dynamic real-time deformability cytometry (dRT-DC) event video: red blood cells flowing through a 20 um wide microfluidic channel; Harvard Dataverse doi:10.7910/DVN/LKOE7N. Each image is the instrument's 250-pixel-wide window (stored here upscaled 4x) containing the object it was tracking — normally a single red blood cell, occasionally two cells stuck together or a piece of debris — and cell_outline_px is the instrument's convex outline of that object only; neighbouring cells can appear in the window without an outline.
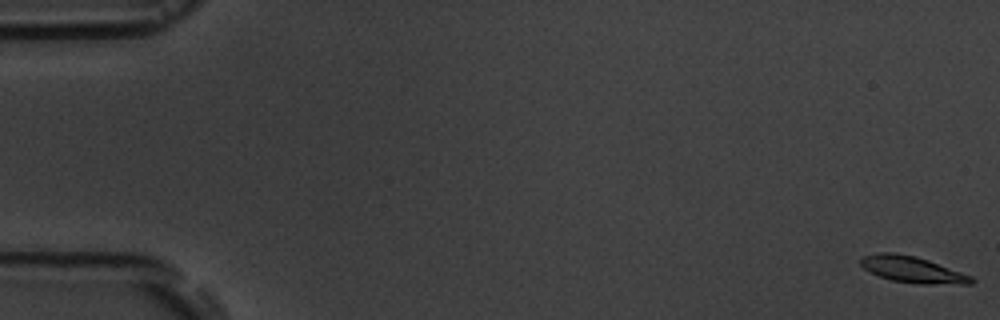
{"species": "common noctule bat (a hibernating species)", "species_latin": "Nyctalus noctula", "temperature_condition": "room temperature", "stored_images_in_passage": 7, "camera_frame_rate_fps": 3000, "um_per_image_px": 0.085, "animal": {"sex": "male", "body_mass_g": 19.5, "forearm_length_mm": 54.6}, "frame": {"image": 1, "passage_image": 1, "time_ms": 0.0, "image_size_px": [1000, 320], "cell_outline_px": [[976, 280], [972, 284], [920, 284], [892, 280], [880, 276], [864, 268], [860, 264], [860, 256], [876, 252], [896, 252], [916, 256], [928, 260], [972, 276]], "centroid_in_image_um": [77.55, 22.9], "position_along_channel_um": 7.5, "area_um2": 17.05}}
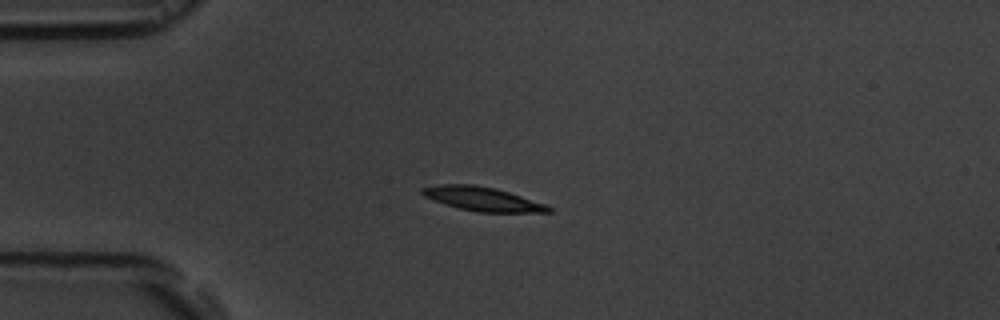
{"frame": {"image": 2, "passage_image": 5, "time_ms": 4.667, "image_size_px": [1000, 320], "cell_outline_px": [[552, 212], [476, 212], [444, 204], [424, 196], [420, 192], [420, 188], [440, 184], [472, 184], [496, 188], [548, 204], [552, 208]], "centroid_in_image_um": [41.03, 16.9], "position_along_channel_um": 44.0, "area_um2": 17.74}}
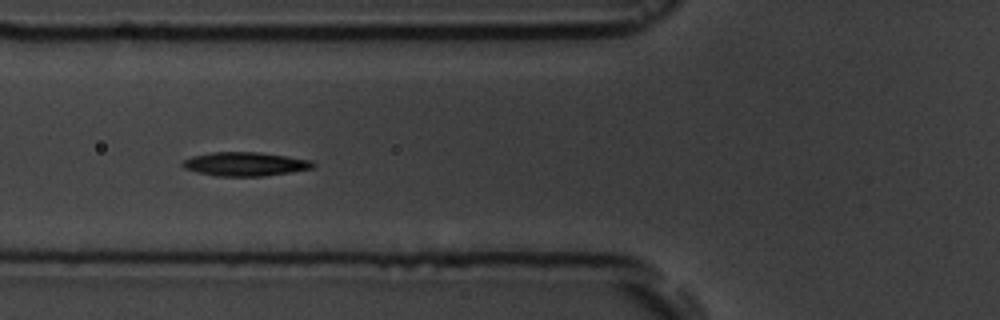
{"frame": {"image": 3, "passage_image": 7, "time_ms": 7.0, "image_size_px": [1000, 320], "cell_outline_px": [[316, 164], [312, 168], [264, 176], [216, 176], [196, 172], [184, 168], [180, 164], [184, 160], [192, 156], [212, 152], [260, 152], [312, 160]], "centroid_in_image_um": [20.81, 13.94], "position_along_channel_um": 105.0, "area_um2": 18.09}}